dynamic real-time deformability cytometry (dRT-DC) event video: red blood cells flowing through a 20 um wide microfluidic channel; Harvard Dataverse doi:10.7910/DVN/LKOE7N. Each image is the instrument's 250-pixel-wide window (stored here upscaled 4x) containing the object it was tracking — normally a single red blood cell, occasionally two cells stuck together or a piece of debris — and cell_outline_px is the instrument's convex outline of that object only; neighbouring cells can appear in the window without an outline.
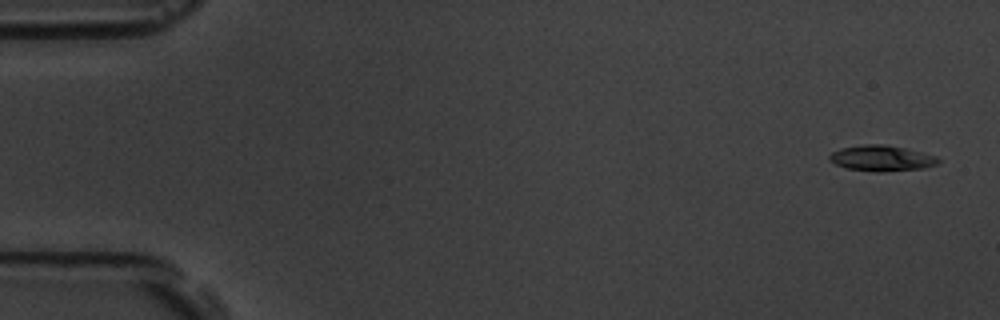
{"species": "common noctule bat (a hibernating species)", "species_latin": "Nyctalus noctula", "temperature_condition": "room temperature", "stored_images_in_passage": 11, "camera_frame_rate_fps": 3000, "um_per_image_px": 0.085, "animal": {"sex": "male", "body_mass_g": 19.5, "forearm_length_mm": 54.6}, "frame": {"image": 1, "passage_image": 1, "time_ms": 0.0, "image_size_px": [1000, 320], "cell_outline_px": [[940, 164], [924, 168], [880, 172], [876, 172], [848, 168], [836, 164], [828, 160], [828, 156], [832, 152], [840, 148], [864, 144], [884, 144], [904, 148], [936, 156], [940, 160]], "centroid_in_image_um": [74.94, 13.45], "position_along_channel_um": 10.1, "area_um2": 16.3}}
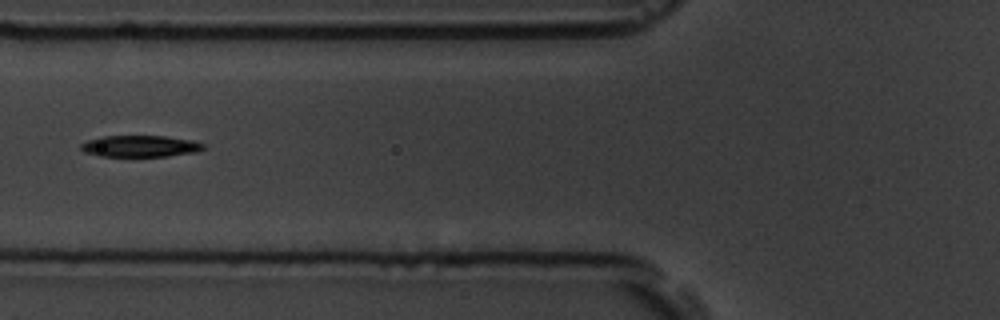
{"frame": {"image": 2, "passage_image": 6, "time_ms": 6.667, "image_size_px": [1000, 320], "cell_outline_px": [[208, 144], [204, 148], [196, 152], [168, 156], [96, 156], [84, 152], [80, 148], [80, 144], [88, 140], [100, 136], [164, 136], [192, 140]], "centroid_in_image_um": [11.91, 12.42], "position_along_channel_um": 113.9, "area_um2": 15.49}}
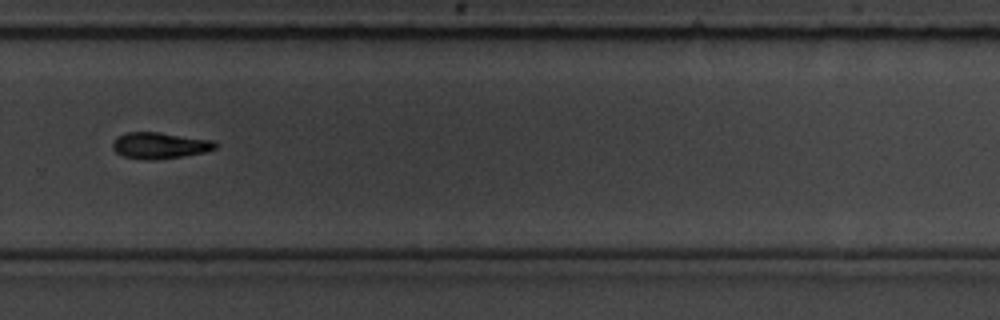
{"frame": {"image": 3, "passage_image": 11, "time_ms": 12.333, "image_size_px": [1000, 320], "cell_outline_px": [[220, 144], [216, 148], [204, 152], [156, 160], [144, 160], [124, 156], [116, 152], [112, 148], [112, 144], [116, 136], [124, 132], [160, 132], [216, 140]], "centroid_in_image_um": [13.6, 12.35], "position_along_channel_um": 316.2, "area_um2": 16.01}}